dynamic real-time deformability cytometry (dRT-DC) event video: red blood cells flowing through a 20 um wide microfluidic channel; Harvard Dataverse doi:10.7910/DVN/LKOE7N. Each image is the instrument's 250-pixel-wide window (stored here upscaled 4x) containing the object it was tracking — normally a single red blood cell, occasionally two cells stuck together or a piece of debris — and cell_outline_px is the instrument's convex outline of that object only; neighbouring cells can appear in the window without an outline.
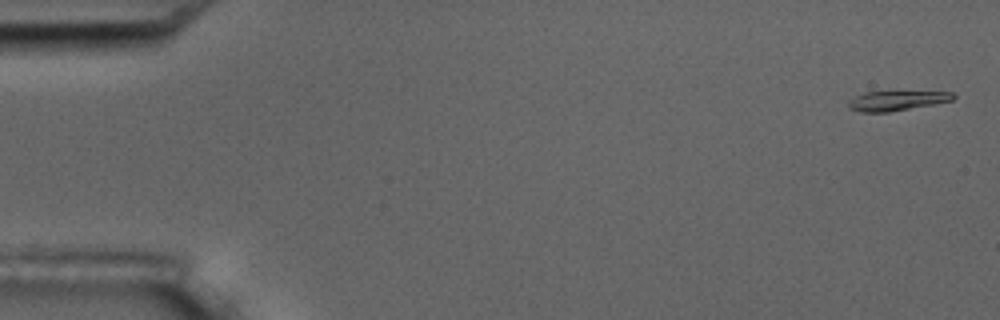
{"species": "common noctule bat (a hibernating species)", "species_latin": "Nyctalus noctula", "temperature_condition": "room temperature", "stored_images_in_passage": 5, "camera_frame_rate_fps": 3000, "um_per_image_px": 0.085, "animal": {"sex": "male", "body_mass_g": 17.5, "forearm_length_mm": 52.3}, "frame": {"image": 1, "passage_image": 1, "time_ms": 0.0, "image_size_px": [1000, 320], "cell_outline_px": [[956, 96], [952, 100], [932, 104], [888, 112], [860, 112], [848, 108], [848, 100], [864, 92], [952, 92]], "centroid_in_image_um": [76.16, 8.56], "position_along_channel_um": 8.8, "area_um2": 11.79}}
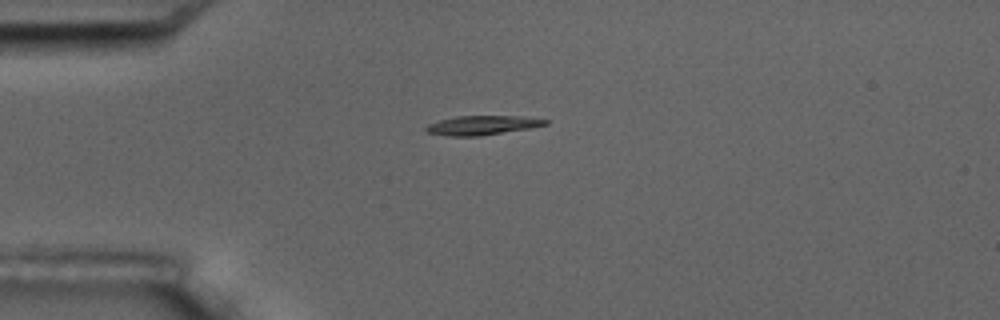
{"frame": {"image": 2, "passage_image": 4, "time_ms": 4.333, "image_size_px": [1000, 320], "cell_outline_px": [[548, 124], [528, 128], [480, 136], [444, 136], [428, 132], [424, 128], [428, 124], [440, 120], [456, 116], [524, 116], [548, 120]], "centroid_in_image_um": [40.96, 10.64], "position_along_channel_um": 44.0, "area_um2": 13.29}}